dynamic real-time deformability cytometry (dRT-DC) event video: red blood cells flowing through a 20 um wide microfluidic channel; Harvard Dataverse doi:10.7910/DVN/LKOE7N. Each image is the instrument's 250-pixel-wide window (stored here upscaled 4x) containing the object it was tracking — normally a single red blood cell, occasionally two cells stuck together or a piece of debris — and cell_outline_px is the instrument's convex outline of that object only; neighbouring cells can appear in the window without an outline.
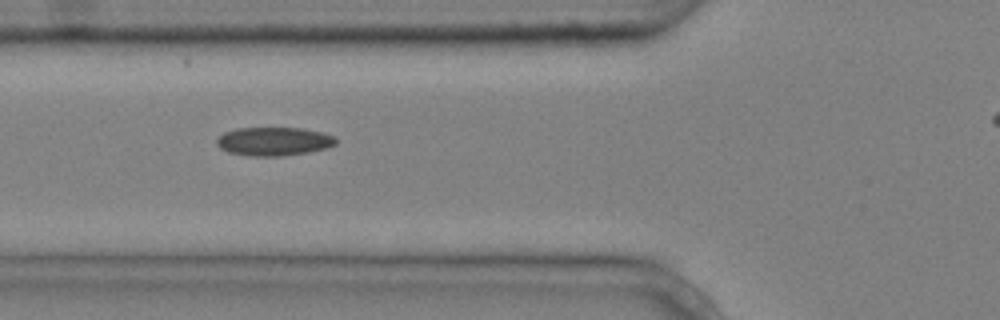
{"species": "common noctule bat (a hibernating species)", "species_latin": "Nyctalus noctula", "temperature_condition": "cold", "stored_images_in_passage": 8, "camera_frame_rate_fps": 3000, "um_per_image_px": 0.085, "animal": {"sex": "male", "body_mass_g": 20.4}, "frame": {"image": 1, "passage_image": 6, "time_ms": 1.667, "image_size_px": [1000, 320], "cell_outline_px": [[336, 144], [328, 148], [308, 152], [280, 156], [248, 156], [228, 152], [220, 148], [216, 144], [216, 140], [224, 132], [236, 128], [300, 128], [320, 132], [336, 136]], "centroid_in_image_um": [23.27, 12.02], "position_along_channel_um": 102.5, "area_um2": 19.88}}